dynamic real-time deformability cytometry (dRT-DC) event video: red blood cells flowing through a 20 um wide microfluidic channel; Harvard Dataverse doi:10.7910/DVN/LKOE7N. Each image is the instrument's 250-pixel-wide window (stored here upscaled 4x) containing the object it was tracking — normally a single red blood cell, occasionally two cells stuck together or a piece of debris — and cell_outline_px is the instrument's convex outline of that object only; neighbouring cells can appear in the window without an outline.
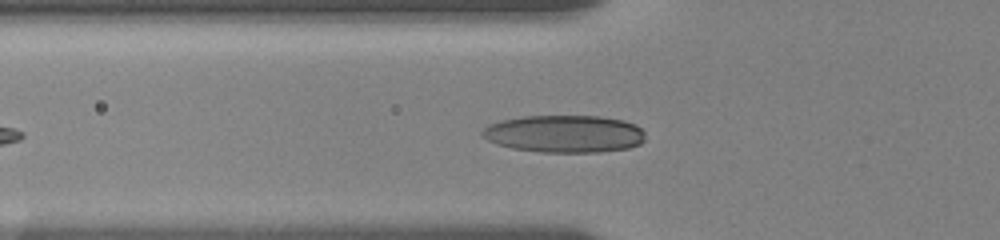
{"species": "human", "species_latin": "Homo sapiens", "temperature_condition": "room temperature", "stored_images_in_passage": 41, "camera_frame_rate_fps": 3000, "um_per_image_px": 0.085, "donor": {"sex": "female"}, "frame": {"image": 1, "passage_image": 8, "time_ms": 2.333, "image_size_px": [1000, 240], "cell_outline_px": [[644, 140], [640, 144], [628, 148], [600, 152], [540, 152], [512, 148], [496, 144], [480, 136], [480, 132], [488, 124], [500, 120], [524, 116], [600, 116], [624, 120], [636, 124], [644, 132]], "centroid_in_image_um": [47.95, 11.37], "position_along_channel_um": 77.8, "area_um2": 35.84}}
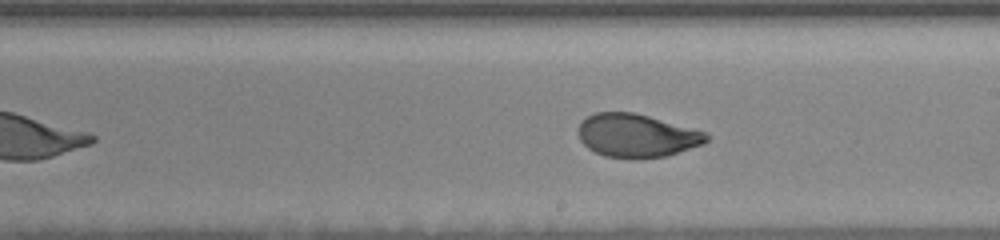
{"frame": {"image": 2, "passage_image": 21, "time_ms": 6.667, "image_size_px": [1000, 240], "cell_outline_px": [[712, 136], [704, 144], [664, 156], [636, 160], [632, 160], [604, 156], [588, 148], [580, 140], [576, 132], [580, 124], [588, 116], [596, 112], [632, 112], [648, 116], [708, 132]], "centroid_in_image_um": [54.13, 11.54], "position_along_channel_um": 234.9, "area_um2": 32.66}}
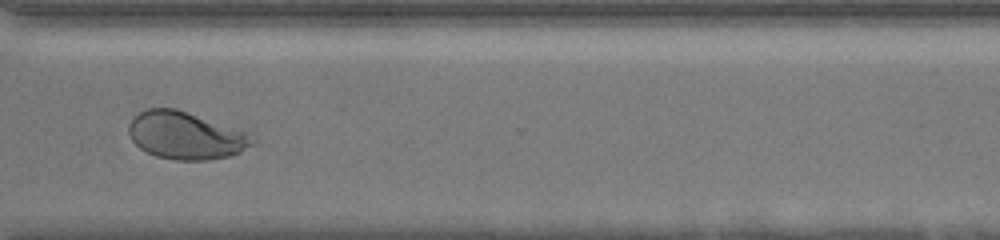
{"frame": {"image": 3, "passage_image": 31, "time_ms": 10.0, "image_size_px": [1000, 240], "cell_outline_px": [[256, 140], [252, 144], [240, 152], [228, 156], [208, 160], [176, 160], [156, 156], [140, 148], [132, 140], [128, 132], [128, 124], [132, 116], [148, 108], [176, 108], [248, 132]], "centroid_in_image_um": [15.76, 11.51], "position_along_channel_um": 354.8, "area_um2": 34.22}}